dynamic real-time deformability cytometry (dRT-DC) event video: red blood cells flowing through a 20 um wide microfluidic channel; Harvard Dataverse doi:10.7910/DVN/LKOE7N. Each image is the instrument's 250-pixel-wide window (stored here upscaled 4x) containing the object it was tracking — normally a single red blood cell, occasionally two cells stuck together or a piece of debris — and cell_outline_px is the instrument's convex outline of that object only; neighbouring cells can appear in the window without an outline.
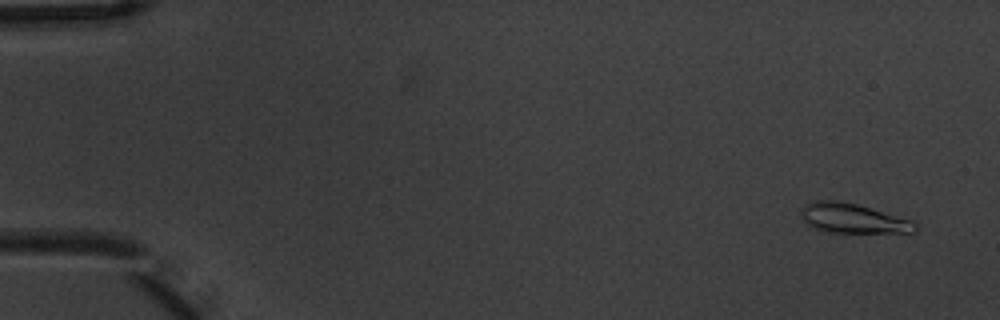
{"species": "common noctule bat (a hibernating species)", "species_latin": "Nyctalus noctula", "temperature_condition": "warm", "stored_images_in_passage": 5, "camera_frame_rate_fps": 3000, "um_per_image_px": 0.085, "animal": {"sex": "male", "body_mass_g": 20.1, "forearm_length_mm": 53.5}, "frame": {"image": 1, "passage_image": 1, "time_ms": 0.0, "image_size_px": [1000, 320], "cell_outline_px": [[920, 228], [916, 232], [832, 232], [816, 228], [808, 224], [804, 220], [800, 212], [800, 208], [804, 204], [812, 200], [836, 200], [856, 204], [912, 220]], "centroid_in_image_um": [72.49, 18.54], "position_along_channel_um": 12.5, "area_um2": 19.54}}